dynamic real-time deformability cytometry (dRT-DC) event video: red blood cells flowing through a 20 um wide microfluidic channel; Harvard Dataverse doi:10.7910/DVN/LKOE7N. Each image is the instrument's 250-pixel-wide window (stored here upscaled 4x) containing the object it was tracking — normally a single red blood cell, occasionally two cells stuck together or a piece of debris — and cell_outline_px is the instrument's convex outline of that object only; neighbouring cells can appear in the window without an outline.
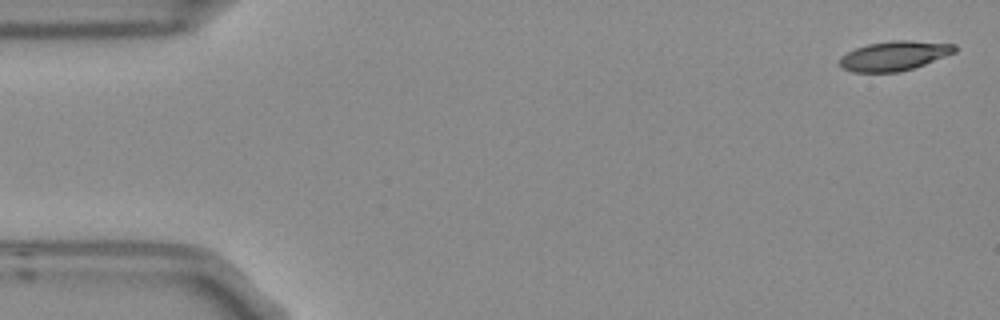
{"species": "Egyptian fruit bat (a non-hibernating species)", "species_latin": "Rousettus aegyptiacus", "temperature_condition": "room temperature", "stored_images_in_passage": 5, "camera_frame_rate_fps": 3000, "um_per_image_px": 0.085, "frame": {"image": 1, "passage_image": 1, "time_ms": 0.0, "image_size_px": [1000, 320], "cell_outline_px": [[956, 52], [924, 64], [900, 72], [852, 72], [840, 68], [840, 56], [856, 48], [868, 44], [892, 40], [912, 40], [956, 44]], "centroid_in_image_um": [76.0, 4.74], "position_along_channel_um": 9.0, "area_um2": 19.83}}
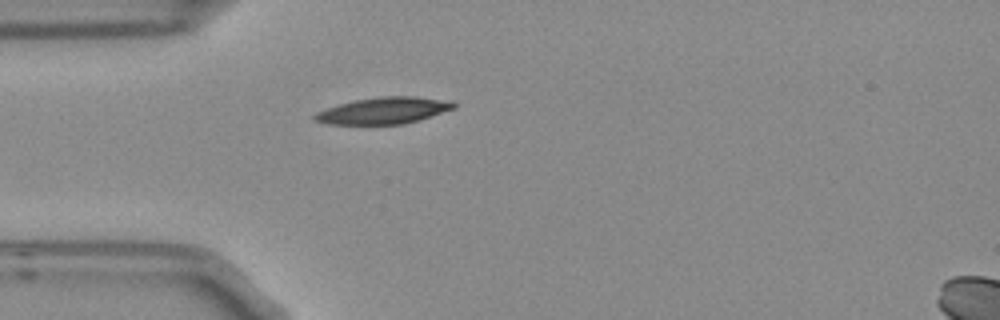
{"frame": {"image": 2, "passage_image": 5, "time_ms": 1.333, "image_size_px": [1000, 320], "cell_outline_px": [[456, 108], [420, 120], [404, 124], [328, 124], [312, 120], [312, 116], [316, 112], [340, 104], [356, 100], [380, 96], [416, 96], [452, 100], [456, 104]], "centroid_in_image_um": [32.66, 9.39], "position_along_channel_um": 52.3, "area_um2": 21.73}}